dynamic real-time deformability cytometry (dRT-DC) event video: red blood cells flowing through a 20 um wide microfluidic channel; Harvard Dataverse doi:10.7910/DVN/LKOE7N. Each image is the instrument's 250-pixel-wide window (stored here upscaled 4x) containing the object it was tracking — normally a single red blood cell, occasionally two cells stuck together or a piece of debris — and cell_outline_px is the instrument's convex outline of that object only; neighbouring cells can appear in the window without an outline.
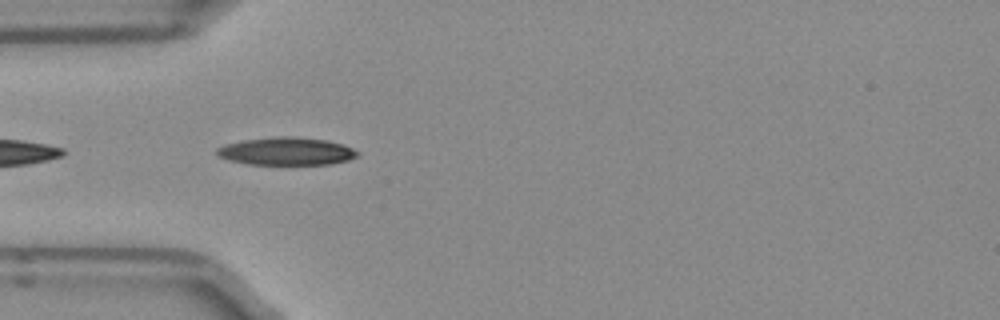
{"species": "Egyptian fruit bat (a non-hibernating species)", "species_latin": "Rousettus aegyptiacus", "temperature_condition": "room temperature", "stored_images_in_passage": 4, "camera_frame_rate_fps": 3000, "um_per_image_px": 0.085, "frame": {"image": 1, "passage_image": 2, "time_ms": 0.333, "image_size_px": [1000, 320], "cell_outline_px": [[360, 152], [356, 156], [348, 160], [332, 164], [248, 164], [228, 160], [216, 156], [216, 148], [224, 144], [244, 140], [276, 136], [292, 136], [328, 140], [344, 144]], "centroid_in_image_um": [24.33, 12.85], "position_along_channel_um": 60.7, "area_um2": 22.95}}